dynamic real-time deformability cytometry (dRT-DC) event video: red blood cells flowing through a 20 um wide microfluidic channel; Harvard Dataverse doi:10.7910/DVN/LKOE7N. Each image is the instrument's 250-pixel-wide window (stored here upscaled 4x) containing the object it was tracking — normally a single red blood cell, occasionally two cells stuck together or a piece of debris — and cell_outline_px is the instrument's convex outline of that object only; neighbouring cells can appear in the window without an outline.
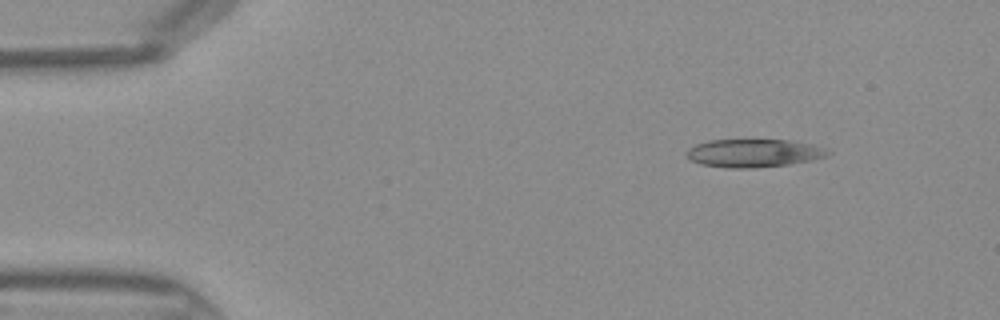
{"species": "Egyptian fruit bat (a non-hibernating species)", "species_latin": "Rousettus aegyptiacus", "temperature_condition": "warm", "stored_images_in_passage": 43, "camera_frame_rate_fps": 3000, "um_per_image_px": 0.085, "frame": {"image": 1, "passage_image": 4, "time_ms": 1.0, "image_size_px": [1000, 320], "cell_outline_px": [[832, 152], [828, 156], [812, 160], [788, 164], [752, 168], [728, 168], [700, 164], [692, 160], [684, 152], [688, 148], [696, 144], [708, 140], [788, 140], [812, 144]], "centroid_in_image_um": [64.05, 13.01], "position_along_channel_um": 21.0, "area_um2": 23.06}}
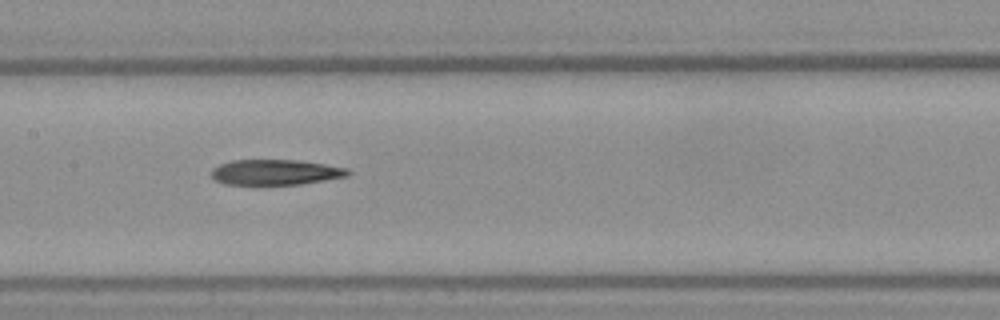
{"frame": {"image": 2, "passage_image": 20, "time_ms": 6.333, "image_size_px": [1000, 320], "cell_outline_px": [[352, 172], [348, 176], [300, 184], [224, 184], [216, 180], [212, 176], [212, 168], [220, 164], [232, 160], [296, 160], [324, 164], [348, 168]], "centroid_in_image_um": [23.43, 14.63], "position_along_channel_um": 184.0, "area_um2": 20.06}}
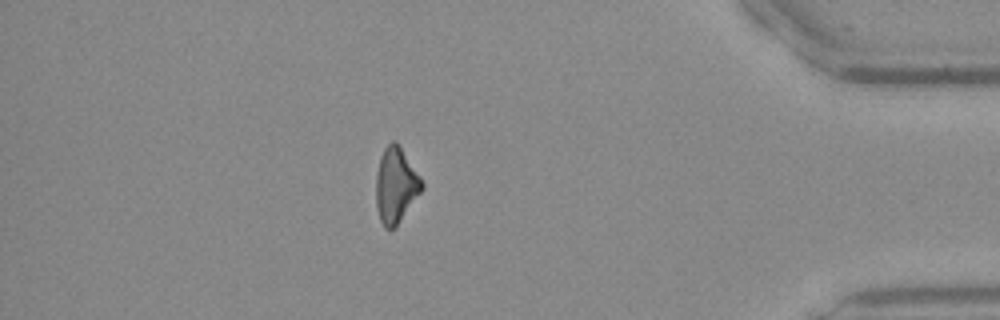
{"frame": {"image": 3, "passage_image": 37, "time_ms": 12.0, "image_size_px": [1000, 320], "cell_outline_px": [[424, 188], [396, 228], [384, 228], [380, 220], [376, 204], [376, 176], [380, 156], [384, 148], [392, 140], [396, 140], [420, 176], [424, 184]], "centroid_in_image_um": [33.65, 15.76], "position_along_channel_um": 401.6, "area_um2": 20.29}}